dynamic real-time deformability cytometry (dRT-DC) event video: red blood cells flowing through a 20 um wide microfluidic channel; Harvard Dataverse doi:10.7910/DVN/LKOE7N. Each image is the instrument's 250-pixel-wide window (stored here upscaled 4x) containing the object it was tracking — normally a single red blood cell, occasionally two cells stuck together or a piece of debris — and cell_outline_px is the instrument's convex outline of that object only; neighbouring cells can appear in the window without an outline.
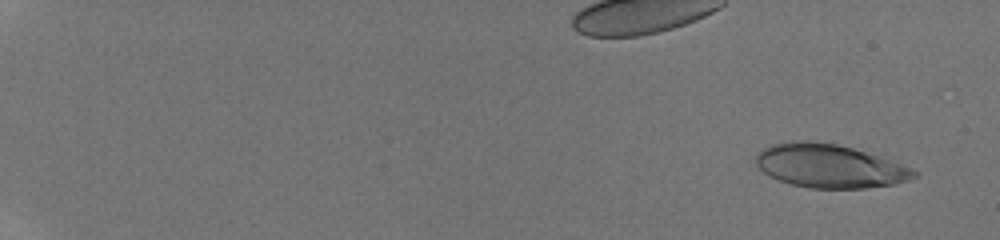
{"species": "human", "species_latin": "Homo sapiens", "temperature_condition": "room temperature", "stored_images_in_passage": 53, "camera_frame_rate_fps": 3000, "um_per_image_px": 0.085, "donor": {"sex": "male"}, "frame": {"image": 1, "passage_image": 4, "time_ms": 1.0, "image_size_px": [1000, 240], "cell_outline_px": [[916, 176], [908, 180], [896, 184], [868, 188], [812, 188], [792, 184], [768, 176], [756, 164], [756, 152], [772, 144], [800, 140], [812, 140], [836, 144], [852, 148], [880, 156], [900, 164], [916, 172]], "centroid_in_image_um": [70.48, 14.1], "position_along_channel_um": 14.5, "area_um2": 39.82}}
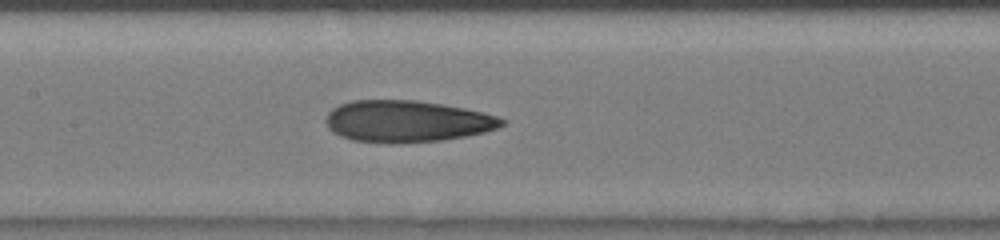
{"frame": {"image": 2, "passage_image": 30, "time_ms": 9.667, "image_size_px": [1000, 240], "cell_outline_px": [[508, 120], [504, 124], [496, 128], [484, 132], [464, 136], [440, 140], [400, 144], [388, 144], [352, 140], [340, 136], [332, 132], [328, 128], [328, 112], [332, 108], [340, 104], [352, 100], [416, 100], [464, 108], [496, 116]], "centroid_in_image_um": [34.56, 10.32], "position_along_channel_um": 172.8, "area_um2": 42.71}}
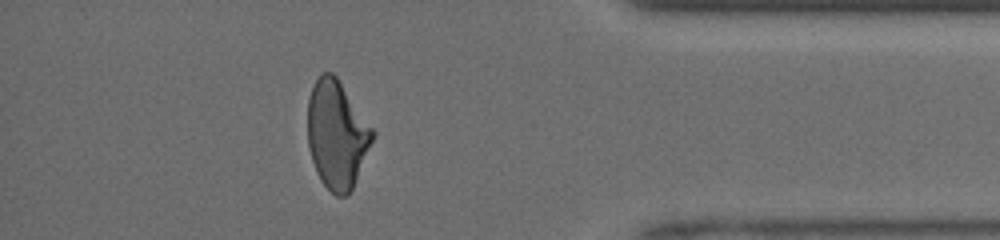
{"frame": {"image": 3, "passage_image": 48, "time_ms": 15.667, "image_size_px": [1000, 240], "cell_outline_px": [[376, 132], [352, 188], [344, 196], [336, 196], [320, 180], [316, 172], [312, 160], [308, 144], [308, 100], [312, 88], [320, 72], [332, 72], [336, 76]], "centroid_in_image_um": [28.62, 11.41], "position_along_channel_um": 406.6, "area_um2": 40.4}, "authors_computed_cell_mechanics": {"area_um2": 41.1536, "velocity_mm_per_s": 4.2437, "shape_relaxation_time_tau1_ms": null, "shape_relaxation_time_tau2_ms": 1.6375, "deformation_change_tau1": null, "deformation_change_tau2": 0.0979}}